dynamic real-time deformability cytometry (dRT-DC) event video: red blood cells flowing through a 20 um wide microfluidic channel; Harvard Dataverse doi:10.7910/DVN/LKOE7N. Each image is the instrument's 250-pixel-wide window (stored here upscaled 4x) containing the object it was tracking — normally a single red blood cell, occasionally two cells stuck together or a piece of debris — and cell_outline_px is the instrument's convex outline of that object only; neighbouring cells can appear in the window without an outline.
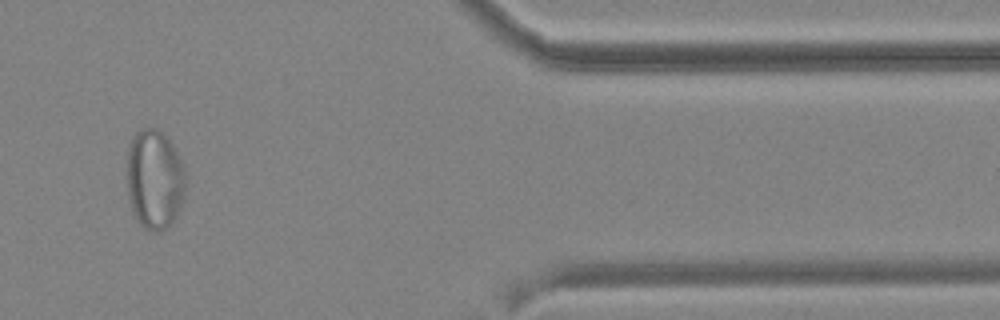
{"species": "common noctule bat (a hibernating species)", "species_latin": "Nyctalus noctula", "temperature_condition": "cold", "stored_images_in_passage": 17, "camera_frame_rate_fps": 3000, "um_per_image_px": 0.085, "animal": {"sex": "male", "body_mass_g": 19.2, "forearm_length_mm": 51.8}, "frame": {"image": 1, "passage_image": 15, "time_ms": 17.333, "image_size_px": [1000, 320], "cell_outline_px": [[184, 192], [176, 216], [164, 228], [156, 232], [144, 228], [140, 224], [132, 212], [128, 196], [128, 144], [132, 136], [140, 128], [156, 128], [164, 132], [172, 144], [184, 168]], "centroid_in_image_um": [13.11, 15.2], "position_along_channel_um": 398.3, "area_um2": 33.81}}